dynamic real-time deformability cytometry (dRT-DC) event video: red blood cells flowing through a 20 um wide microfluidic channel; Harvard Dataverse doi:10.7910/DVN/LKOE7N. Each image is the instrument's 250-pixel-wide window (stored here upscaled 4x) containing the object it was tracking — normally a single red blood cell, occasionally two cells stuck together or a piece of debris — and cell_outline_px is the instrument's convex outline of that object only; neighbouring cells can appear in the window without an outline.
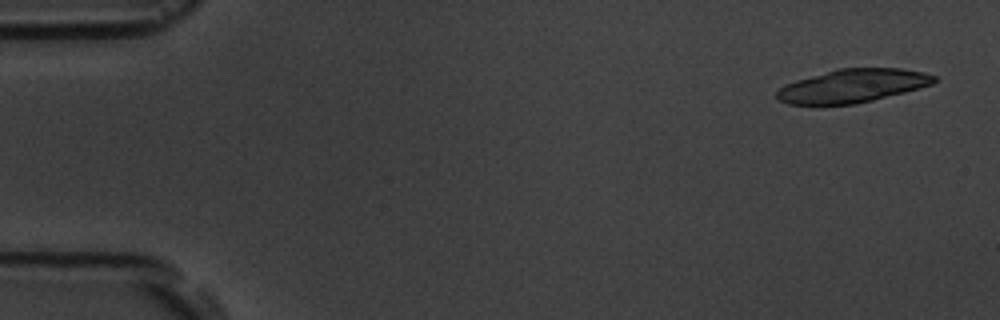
{"species": "common noctule bat (a hibernating species)", "species_latin": "Nyctalus noctula", "temperature_condition": "room temperature", "stored_images_in_passage": 6, "camera_frame_rate_fps": 3000, "um_per_image_px": 0.085, "animal": {"sex": "male", "body_mass_g": 19.5, "forearm_length_mm": 54.6}, "frame": {"image": 1, "passage_image": 1, "time_ms": 0.0, "image_size_px": [1000, 320], "cell_outline_px": [[936, 80], [932, 84], [904, 92], [872, 100], [852, 104], [788, 104], [780, 100], [776, 96], [776, 92], [784, 84], [796, 80], [836, 68], [900, 68], [924, 72], [936, 76]], "centroid_in_image_um": [72.45, 7.28], "position_along_channel_um": 12.5, "area_um2": 30.35}}